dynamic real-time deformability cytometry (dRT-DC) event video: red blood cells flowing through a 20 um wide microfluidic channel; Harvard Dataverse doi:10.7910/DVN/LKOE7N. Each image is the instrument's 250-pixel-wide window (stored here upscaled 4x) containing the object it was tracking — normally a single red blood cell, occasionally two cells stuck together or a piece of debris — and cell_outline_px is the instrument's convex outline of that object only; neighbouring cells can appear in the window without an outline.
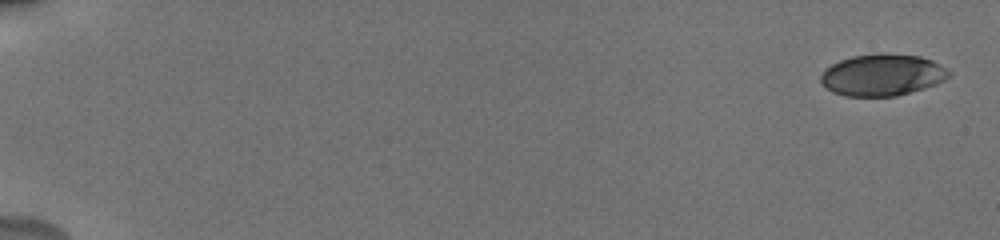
{"species": "human", "species_latin": "Homo sapiens", "temperature_condition": "cold", "stored_images_in_passage": 8, "camera_frame_rate_fps": 3000, "um_per_image_px": 0.085, "donor": {"sex": "male"}, "frame": {"image": 1, "passage_image": 1, "time_ms": 0.0, "image_size_px": [1000, 240], "cell_outline_px": [[952, 76], [936, 84], [924, 88], [896, 96], [844, 96], [832, 92], [820, 80], [820, 76], [824, 68], [840, 60], [852, 56], [884, 52], [920, 56], [932, 60], [952, 72]], "centroid_in_image_um": [75.01, 6.36], "position_along_channel_um": 10.0, "area_um2": 31.39}}
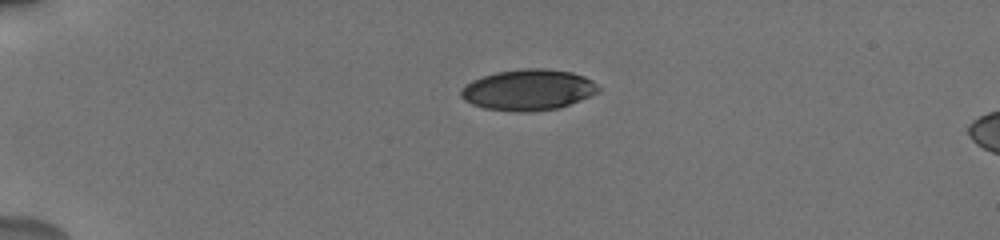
{"frame": {"image": 2, "passage_image": 6, "time_ms": 4.333, "image_size_px": [1000, 240], "cell_outline_px": [[600, 92], [580, 100], [556, 108], [528, 112], [516, 112], [484, 108], [472, 104], [464, 100], [460, 96], [460, 92], [464, 84], [472, 80], [496, 72], [524, 68], [544, 68], [572, 72], [584, 76], [592, 80], [600, 88]], "centroid_in_image_um": [44.89, 7.63], "position_along_channel_um": 40.1, "area_um2": 32.83}}